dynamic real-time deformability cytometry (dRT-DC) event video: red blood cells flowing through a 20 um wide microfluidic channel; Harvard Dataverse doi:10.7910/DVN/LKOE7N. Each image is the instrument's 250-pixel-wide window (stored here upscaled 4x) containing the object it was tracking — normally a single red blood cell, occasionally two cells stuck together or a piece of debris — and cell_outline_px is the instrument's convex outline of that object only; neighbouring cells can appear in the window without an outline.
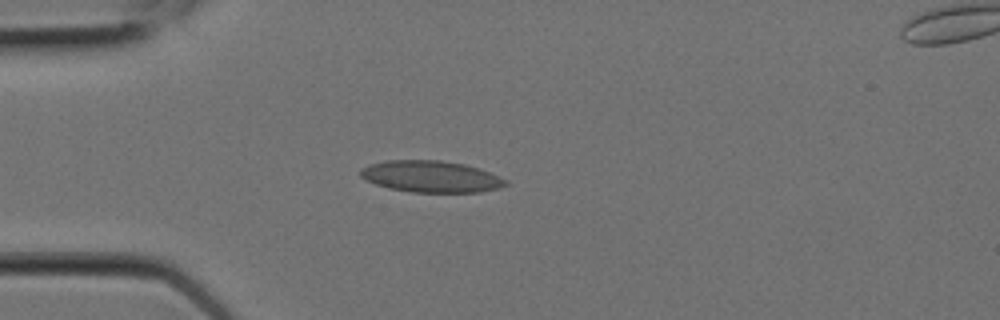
{"species": "Egyptian fruit bat (a non-hibernating species)", "species_latin": "Rousettus aegyptiacus", "temperature_condition": "room temperature", "stored_images_in_passage": 10, "camera_frame_rate_fps": 3000, "um_per_image_px": 0.085, "animal": {"sex": "female"}, "frame": {"image": 1, "passage_image": 4, "time_ms": 1.0, "image_size_px": [1000, 320], "cell_outline_px": [[500, 184], [488, 188], [468, 192], [420, 192], [396, 188], [380, 184], [364, 176], [364, 172], [368, 168], [380, 164], [408, 160], [420, 160], [456, 164], [472, 168], [484, 172], [500, 180]], "centroid_in_image_um": [36.59, 15.03], "position_along_channel_um": 48.4, "area_um2": 23.06}}
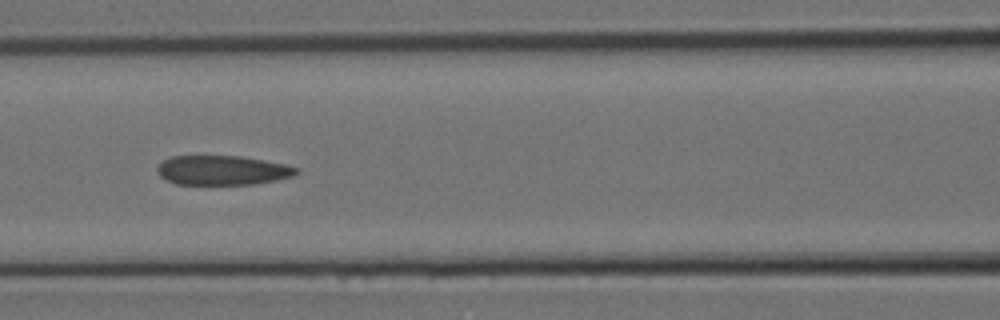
{"frame": {"image": 2, "passage_image": 7, "time_ms": 2.0, "image_size_px": [1000, 320], "cell_outline_px": [[296, 172], [284, 176], [268, 180], [236, 184], [184, 184], [172, 180], [164, 176], [160, 172], [160, 168], [168, 160], [180, 156], [224, 156], [256, 160], [276, 164], [292, 168]], "centroid_in_image_um": [18.79, 14.47], "position_along_channel_um": 147.8, "area_um2": 21.15}}
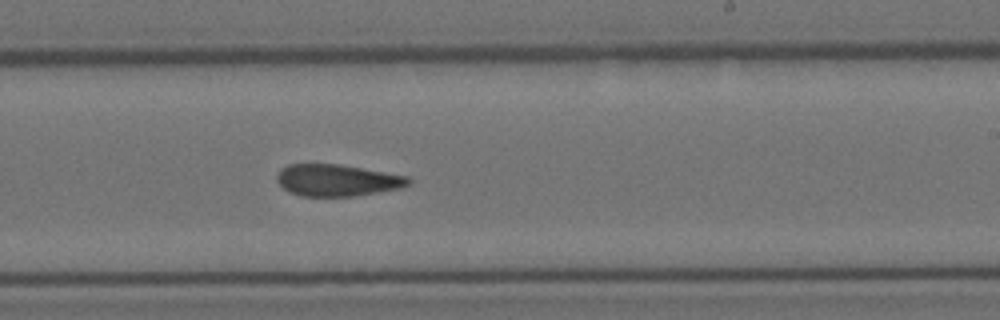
{"frame": {"image": 3, "passage_image": 10, "time_ms": 3.0, "image_size_px": [1000, 320], "cell_outline_px": [[408, 180], [404, 184], [364, 192], [332, 196], [312, 196], [296, 192], [288, 188], [280, 180], [280, 172], [284, 168], [296, 164], [328, 164], [400, 176]], "centroid_in_image_um": [28.48, 15.29], "position_along_channel_um": 260.5, "area_um2": 20.87}}